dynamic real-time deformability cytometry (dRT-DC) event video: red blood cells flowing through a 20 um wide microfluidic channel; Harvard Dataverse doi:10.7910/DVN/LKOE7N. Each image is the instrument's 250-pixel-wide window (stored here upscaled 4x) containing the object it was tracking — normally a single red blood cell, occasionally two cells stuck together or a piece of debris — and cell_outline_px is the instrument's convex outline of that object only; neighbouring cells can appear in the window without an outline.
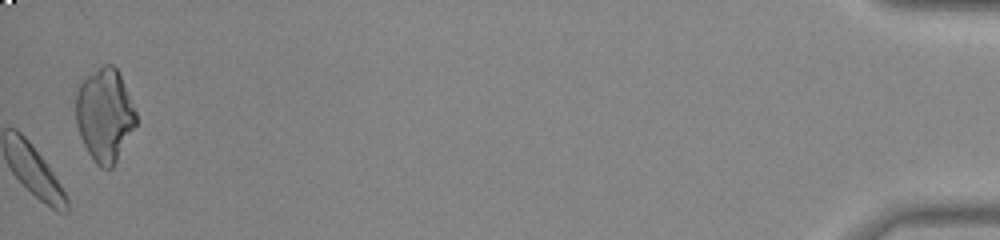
{"species": "common noctule bat (a hibernating species)", "species_latin": "Nyctalus noctula", "temperature_condition": "room temperature", "stored_images_in_passage": 53, "camera_frame_rate_fps": 3000, "um_per_image_px": 0.085, "animal": {"sex": "male", "body_mass_g": 20.0, "forearm_length_mm": 53.3}, "frame": {"image": 1, "passage_image": 53, "time_ms": 17.333, "image_size_px": [1000, 240], "cell_outline_px": [[136, 124], [112, 168], [100, 168], [96, 164], [88, 152], [80, 136], [76, 124], [76, 92], [80, 84], [88, 76], [104, 64], [112, 64], [116, 68], [120, 76], [136, 112]], "centroid_in_image_um": [8.88, 9.79], "position_along_channel_um": 426.3, "area_um2": 32.08}, "authors_computed_cell_mechanics": {"area_um2": 18.3226, "velocity_mm_per_s": 3.6578, "shape_relaxation_time_tau1_ms": 1.3951, "shape_relaxation_time_tau2_ms": 9.1239, "deformation_change_tau1": 0.042, "deformation_change_tau2": 0.1578}}